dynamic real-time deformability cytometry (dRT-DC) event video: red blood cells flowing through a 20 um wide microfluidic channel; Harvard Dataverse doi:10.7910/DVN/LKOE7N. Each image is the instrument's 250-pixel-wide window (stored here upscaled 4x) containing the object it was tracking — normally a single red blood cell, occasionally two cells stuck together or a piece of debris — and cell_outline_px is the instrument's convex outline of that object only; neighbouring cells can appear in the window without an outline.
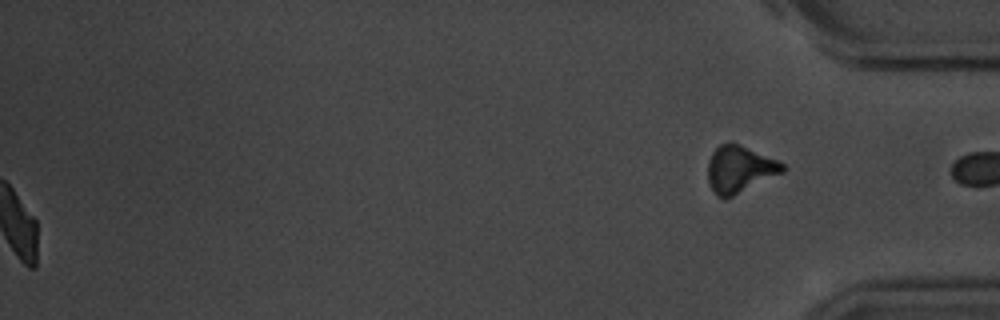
{"species": "common noctule bat (a hibernating species)", "species_latin": "Nyctalus noctula", "temperature_condition": "room temperature", "stored_images_in_passage": 49, "segment_of_instrument_passage": [2, 2], "camera_frame_rate_fps": 3000, "um_per_image_px": 0.085, "animal": {"sex": "male", "body_mass_g": 20.1, "forearm_length_mm": 53.5}, "frame": {"image": 1, "passage_image": 49, "time_ms": 16.0, "image_size_px": [1000, 320], "cell_outline_px": [[784, 172], [724, 200], [716, 196], [708, 180], [708, 160], [712, 152], [720, 144], [728, 140], [732, 140], [780, 160], [784, 164]], "centroid_in_image_um": [62.87, 14.34], "position_along_channel_um": 372.3, "area_um2": 20.92}}